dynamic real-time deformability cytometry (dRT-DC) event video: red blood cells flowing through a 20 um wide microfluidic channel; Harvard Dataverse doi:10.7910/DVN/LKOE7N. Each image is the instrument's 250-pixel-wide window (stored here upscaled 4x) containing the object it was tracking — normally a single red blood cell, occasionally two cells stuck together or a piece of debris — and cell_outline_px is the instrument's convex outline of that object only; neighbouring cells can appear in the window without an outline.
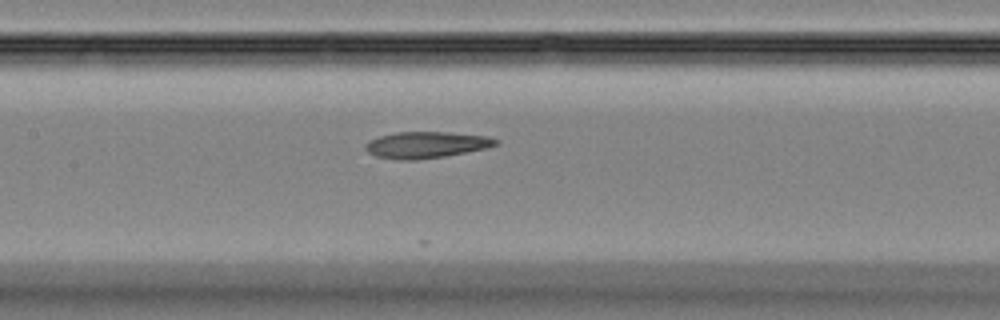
{"species": "Egyptian fruit bat (a non-hibernating species)", "species_latin": "Rousettus aegyptiacus", "temperature_condition": "room temperature", "stored_images_in_passage": 15, "camera_frame_rate_fps": 3000, "um_per_image_px": 0.085, "animal": {"sex": "female"}, "frame": {"image": 1, "passage_image": 9, "time_ms": 2.667, "image_size_px": [1000, 320], "cell_outline_px": [[500, 144], [484, 148], [444, 156], [416, 160], [396, 160], [376, 156], [368, 152], [364, 148], [364, 144], [368, 140], [380, 136], [396, 132], [448, 132], [488, 136], [500, 140]], "centroid_in_image_um": [36.2, 12.31], "position_along_channel_um": 171.2, "area_um2": 20.11}}
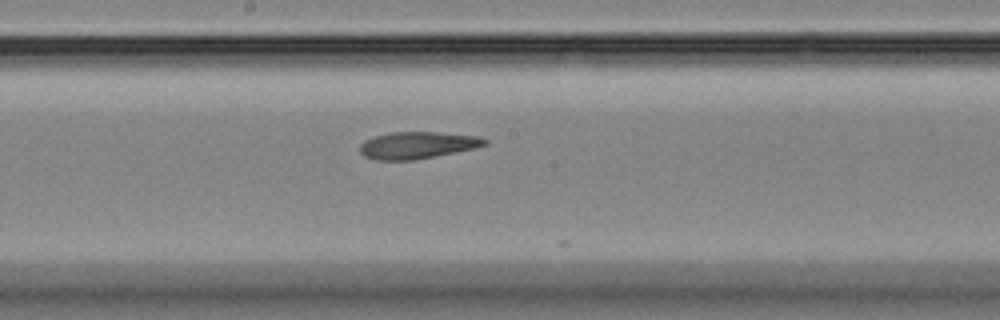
{"frame": {"image": 2, "passage_image": 12, "time_ms": 3.667, "image_size_px": [1000, 320], "cell_outline_px": [[488, 144], [472, 148], [436, 156], [412, 160], [376, 160], [364, 156], [360, 152], [360, 144], [364, 140], [376, 136], [392, 132], [436, 132], [476, 136], [488, 140]], "centroid_in_image_um": [35.44, 12.34], "position_along_channel_um": 212.8, "area_um2": 19.36}}